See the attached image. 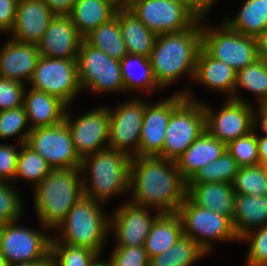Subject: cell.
<instances>
[{"label": "cell", "mask_w": 267, "mask_h": 266, "mask_svg": "<svg viewBox=\"0 0 267 266\" xmlns=\"http://www.w3.org/2000/svg\"><path fill=\"white\" fill-rule=\"evenodd\" d=\"M260 165H261L264 173L267 175V160L263 161Z\"/></svg>", "instance_id": "obj_57"}, {"label": "cell", "mask_w": 267, "mask_h": 266, "mask_svg": "<svg viewBox=\"0 0 267 266\" xmlns=\"http://www.w3.org/2000/svg\"><path fill=\"white\" fill-rule=\"evenodd\" d=\"M26 144L42 156L52 169L80 168L81 158L74 148L65 121L30 130Z\"/></svg>", "instance_id": "obj_11"}, {"label": "cell", "mask_w": 267, "mask_h": 266, "mask_svg": "<svg viewBox=\"0 0 267 266\" xmlns=\"http://www.w3.org/2000/svg\"><path fill=\"white\" fill-rule=\"evenodd\" d=\"M83 40L69 16L55 15L37 47L40 56L77 59Z\"/></svg>", "instance_id": "obj_19"}, {"label": "cell", "mask_w": 267, "mask_h": 266, "mask_svg": "<svg viewBox=\"0 0 267 266\" xmlns=\"http://www.w3.org/2000/svg\"><path fill=\"white\" fill-rule=\"evenodd\" d=\"M264 2V4L267 6V0H262Z\"/></svg>", "instance_id": "obj_59"}, {"label": "cell", "mask_w": 267, "mask_h": 266, "mask_svg": "<svg viewBox=\"0 0 267 266\" xmlns=\"http://www.w3.org/2000/svg\"><path fill=\"white\" fill-rule=\"evenodd\" d=\"M79 172L82 173L80 168L52 169L38 185H34V206L44 228H56L84 196Z\"/></svg>", "instance_id": "obj_3"}, {"label": "cell", "mask_w": 267, "mask_h": 266, "mask_svg": "<svg viewBox=\"0 0 267 266\" xmlns=\"http://www.w3.org/2000/svg\"><path fill=\"white\" fill-rule=\"evenodd\" d=\"M145 105L146 102H141V99H133L127 100L113 110L108 109L110 118L109 148L126 153L131 157L139 156V140Z\"/></svg>", "instance_id": "obj_15"}, {"label": "cell", "mask_w": 267, "mask_h": 266, "mask_svg": "<svg viewBox=\"0 0 267 266\" xmlns=\"http://www.w3.org/2000/svg\"><path fill=\"white\" fill-rule=\"evenodd\" d=\"M239 166L236 160L226 150L214 162L208 163L199 169L195 175L187 182V184L198 183H233Z\"/></svg>", "instance_id": "obj_34"}, {"label": "cell", "mask_w": 267, "mask_h": 266, "mask_svg": "<svg viewBox=\"0 0 267 266\" xmlns=\"http://www.w3.org/2000/svg\"><path fill=\"white\" fill-rule=\"evenodd\" d=\"M119 25L127 52L149 58L158 35L150 31L130 9L119 10Z\"/></svg>", "instance_id": "obj_27"}, {"label": "cell", "mask_w": 267, "mask_h": 266, "mask_svg": "<svg viewBox=\"0 0 267 266\" xmlns=\"http://www.w3.org/2000/svg\"><path fill=\"white\" fill-rule=\"evenodd\" d=\"M237 71L231 66L211 57L201 48L194 78L208 88L230 93L229 99H233Z\"/></svg>", "instance_id": "obj_25"}, {"label": "cell", "mask_w": 267, "mask_h": 266, "mask_svg": "<svg viewBox=\"0 0 267 266\" xmlns=\"http://www.w3.org/2000/svg\"><path fill=\"white\" fill-rule=\"evenodd\" d=\"M18 0H0V31H11L16 18Z\"/></svg>", "instance_id": "obj_46"}, {"label": "cell", "mask_w": 267, "mask_h": 266, "mask_svg": "<svg viewBox=\"0 0 267 266\" xmlns=\"http://www.w3.org/2000/svg\"><path fill=\"white\" fill-rule=\"evenodd\" d=\"M225 23L240 34L257 38L267 29V6L262 0H245L240 13Z\"/></svg>", "instance_id": "obj_31"}, {"label": "cell", "mask_w": 267, "mask_h": 266, "mask_svg": "<svg viewBox=\"0 0 267 266\" xmlns=\"http://www.w3.org/2000/svg\"><path fill=\"white\" fill-rule=\"evenodd\" d=\"M28 117L24 106L0 111V139L17 135L26 127Z\"/></svg>", "instance_id": "obj_43"}, {"label": "cell", "mask_w": 267, "mask_h": 266, "mask_svg": "<svg viewBox=\"0 0 267 266\" xmlns=\"http://www.w3.org/2000/svg\"><path fill=\"white\" fill-rule=\"evenodd\" d=\"M54 16L43 0H18L12 40L37 45Z\"/></svg>", "instance_id": "obj_20"}, {"label": "cell", "mask_w": 267, "mask_h": 266, "mask_svg": "<svg viewBox=\"0 0 267 266\" xmlns=\"http://www.w3.org/2000/svg\"><path fill=\"white\" fill-rule=\"evenodd\" d=\"M199 21L184 31L157 36L149 58L154 77L161 88L186 72L194 77L202 48V27Z\"/></svg>", "instance_id": "obj_2"}, {"label": "cell", "mask_w": 267, "mask_h": 266, "mask_svg": "<svg viewBox=\"0 0 267 266\" xmlns=\"http://www.w3.org/2000/svg\"><path fill=\"white\" fill-rule=\"evenodd\" d=\"M256 42L258 59L267 62V29L256 38Z\"/></svg>", "instance_id": "obj_49"}, {"label": "cell", "mask_w": 267, "mask_h": 266, "mask_svg": "<svg viewBox=\"0 0 267 266\" xmlns=\"http://www.w3.org/2000/svg\"><path fill=\"white\" fill-rule=\"evenodd\" d=\"M65 123L69 127L75 151L82 159L87 155L99 152L109 147L110 118L107 108L92 110L71 122L66 111ZM105 145V146H104Z\"/></svg>", "instance_id": "obj_16"}, {"label": "cell", "mask_w": 267, "mask_h": 266, "mask_svg": "<svg viewBox=\"0 0 267 266\" xmlns=\"http://www.w3.org/2000/svg\"><path fill=\"white\" fill-rule=\"evenodd\" d=\"M29 83L31 89L51 94L68 105L81 90L77 59L40 56Z\"/></svg>", "instance_id": "obj_10"}, {"label": "cell", "mask_w": 267, "mask_h": 266, "mask_svg": "<svg viewBox=\"0 0 267 266\" xmlns=\"http://www.w3.org/2000/svg\"><path fill=\"white\" fill-rule=\"evenodd\" d=\"M54 15L68 16L76 0H43Z\"/></svg>", "instance_id": "obj_48"}, {"label": "cell", "mask_w": 267, "mask_h": 266, "mask_svg": "<svg viewBox=\"0 0 267 266\" xmlns=\"http://www.w3.org/2000/svg\"><path fill=\"white\" fill-rule=\"evenodd\" d=\"M257 146L259 154V163L267 160V134L259 137L257 135Z\"/></svg>", "instance_id": "obj_51"}, {"label": "cell", "mask_w": 267, "mask_h": 266, "mask_svg": "<svg viewBox=\"0 0 267 266\" xmlns=\"http://www.w3.org/2000/svg\"><path fill=\"white\" fill-rule=\"evenodd\" d=\"M51 260H38L9 264L8 266H46Z\"/></svg>", "instance_id": "obj_52"}, {"label": "cell", "mask_w": 267, "mask_h": 266, "mask_svg": "<svg viewBox=\"0 0 267 266\" xmlns=\"http://www.w3.org/2000/svg\"><path fill=\"white\" fill-rule=\"evenodd\" d=\"M109 262L111 266H149L150 259L144 246H117Z\"/></svg>", "instance_id": "obj_42"}, {"label": "cell", "mask_w": 267, "mask_h": 266, "mask_svg": "<svg viewBox=\"0 0 267 266\" xmlns=\"http://www.w3.org/2000/svg\"><path fill=\"white\" fill-rule=\"evenodd\" d=\"M17 223V221L2 223L0 226V250L8 265L51 260V236L21 227Z\"/></svg>", "instance_id": "obj_12"}, {"label": "cell", "mask_w": 267, "mask_h": 266, "mask_svg": "<svg viewBox=\"0 0 267 266\" xmlns=\"http://www.w3.org/2000/svg\"><path fill=\"white\" fill-rule=\"evenodd\" d=\"M0 181V223L18 221L22 214V202L12 185Z\"/></svg>", "instance_id": "obj_41"}, {"label": "cell", "mask_w": 267, "mask_h": 266, "mask_svg": "<svg viewBox=\"0 0 267 266\" xmlns=\"http://www.w3.org/2000/svg\"><path fill=\"white\" fill-rule=\"evenodd\" d=\"M129 188H134L132 203L158 206L161 214H173L186 197L187 182L181 177L176 161L159 156H135L130 166Z\"/></svg>", "instance_id": "obj_1"}, {"label": "cell", "mask_w": 267, "mask_h": 266, "mask_svg": "<svg viewBox=\"0 0 267 266\" xmlns=\"http://www.w3.org/2000/svg\"><path fill=\"white\" fill-rule=\"evenodd\" d=\"M77 69L81 89L89 88L93 92L124 90L120 61L84 40L77 54Z\"/></svg>", "instance_id": "obj_9"}, {"label": "cell", "mask_w": 267, "mask_h": 266, "mask_svg": "<svg viewBox=\"0 0 267 266\" xmlns=\"http://www.w3.org/2000/svg\"><path fill=\"white\" fill-rule=\"evenodd\" d=\"M172 112L165 133V143L159 157L176 161L185 150L205 131L203 103L190 94Z\"/></svg>", "instance_id": "obj_6"}, {"label": "cell", "mask_w": 267, "mask_h": 266, "mask_svg": "<svg viewBox=\"0 0 267 266\" xmlns=\"http://www.w3.org/2000/svg\"><path fill=\"white\" fill-rule=\"evenodd\" d=\"M140 0H121V9H129Z\"/></svg>", "instance_id": "obj_53"}, {"label": "cell", "mask_w": 267, "mask_h": 266, "mask_svg": "<svg viewBox=\"0 0 267 266\" xmlns=\"http://www.w3.org/2000/svg\"><path fill=\"white\" fill-rule=\"evenodd\" d=\"M25 83L0 77V111L23 105Z\"/></svg>", "instance_id": "obj_44"}, {"label": "cell", "mask_w": 267, "mask_h": 266, "mask_svg": "<svg viewBox=\"0 0 267 266\" xmlns=\"http://www.w3.org/2000/svg\"><path fill=\"white\" fill-rule=\"evenodd\" d=\"M240 240L250 241L248 266H267V224L257 227V231L250 230Z\"/></svg>", "instance_id": "obj_40"}, {"label": "cell", "mask_w": 267, "mask_h": 266, "mask_svg": "<svg viewBox=\"0 0 267 266\" xmlns=\"http://www.w3.org/2000/svg\"><path fill=\"white\" fill-rule=\"evenodd\" d=\"M99 205L100 201L82 196L57 226L59 229L62 228L60 240L52 238L51 242L84 247L100 254L110 229V219L104 216Z\"/></svg>", "instance_id": "obj_5"}, {"label": "cell", "mask_w": 267, "mask_h": 266, "mask_svg": "<svg viewBox=\"0 0 267 266\" xmlns=\"http://www.w3.org/2000/svg\"><path fill=\"white\" fill-rule=\"evenodd\" d=\"M232 223L239 239L254 227L267 224V195L237 194Z\"/></svg>", "instance_id": "obj_26"}, {"label": "cell", "mask_w": 267, "mask_h": 266, "mask_svg": "<svg viewBox=\"0 0 267 266\" xmlns=\"http://www.w3.org/2000/svg\"><path fill=\"white\" fill-rule=\"evenodd\" d=\"M259 105V111L257 113H254L255 126L256 122L260 120L261 130H263V132L267 134V100L260 102Z\"/></svg>", "instance_id": "obj_50"}, {"label": "cell", "mask_w": 267, "mask_h": 266, "mask_svg": "<svg viewBox=\"0 0 267 266\" xmlns=\"http://www.w3.org/2000/svg\"><path fill=\"white\" fill-rule=\"evenodd\" d=\"M185 99V94L178 92L155 105L146 103L139 140V156H158L162 152L170 116Z\"/></svg>", "instance_id": "obj_17"}, {"label": "cell", "mask_w": 267, "mask_h": 266, "mask_svg": "<svg viewBox=\"0 0 267 266\" xmlns=\"http://www.w3.org/2000/svg\"><path fill=\"white\" fill-rule=\"evenodd\" d=\"M120 65L125 92L127 90L131 91V89H138L139 87H145L149 92H151L150 90H153L156 87L161 88L154 77L150 58L137 54L127 53L120 60ZM135 67H140L142 69L139 75H136L132 72L133 69L136 70Z\"/></svg>", "instance_id": "obj_32"}, {"label": "cell", "mask_w": 267, "mask_h": 266, "mask_svg": "<svg viewBox=\"0 0 267 266\" xmlns=\"http://www.w3.org/2000/svg\"><path fill=\"white\" fill-rule=\"evenodd\" d=\"M223 23L219 30L202 26V48L236 71L254 63L258 59L256 38L240 34Z\"/></svg>", "instance_id": "obj_8"}, {"label": "cell", "mask_w": 267, "mask_h": 266, "mask_svg": "<svg viewBox=\"0 0 267 266\" xmlns=\"http://www.w3.org/2000/svg\"><path fill=\"white\" fill-rule=\"evenodd\" d=\"M18 154L16 178H25L38 185L52 170L47 161L26 143Z\"/></svg>", "instance_id": "obj_36"}, {"label": "cell", "mask_w": 267, "mask_h": 266, "mask_svg": "<svg viewBox=\"0 0 267 266\" xmlns=\"http://www.w3.org/2000/svg\"><path fill=\"white\" fill-rule=\"evenodd\" d=\"M240 87L255 93L259 96V103L267 100V62L257 59L254 63L247 65L243 69L237 71L236 84L233 100L245 102L235 92ZM241 98V99H240Z\"/></svg>", "instance_id": "obj_35"}, {"label": "cell", "mask_w": 267, "mask_h": 266, "mask_svg": "<svg viewBox=\"0 0 267 266\" xmlns=\"http://www.w3.org/2000/svg\"><path fill=\"white\" fill-rule=\"evenodd\" d=\"M129 9L157 35L184 31L197 21L182 0H140Z\"/></svg>", "instance_id": "obj_13"}, {"label": "cell", "mask_w": 267, "mask_h": 266, "mask_svg": "<svg viewBox=\"0 0 267 266\" xmlns=\"http://www.w3.org/2000/svg\"><path fill=\"white\" fill-rule=\"evenodd\" d=\"M131 161L130 155L109 147L82 158V174L89 165L91 169V185L86 184L85 178L83 181L84 196L104 202L113 195L128 191Z\"/></svg>", "instance_id": "obj_4"}, {"label": "cell", "mask_w": 267, "mask_h": 266, "mask_svg": "<svg viewBox=\"0 0 267 266\" xmlns=\"http://www.w3.org/2000/svg\"><path fill=\"white\" fill-rule=\"evenodd\" d=\"M0 266H8L5 256L3 255L1 250H0Z\"/></svg>", "instance_id": "obj_56"}, {"label": "cell", "mask_w": 267, "mask_h": 266, "mask_svg": "<svg viewBox=\"0 0 267 266\" xmlns=\"http://www.w3.org/2000/svg\"><path fill=\"white\" fill-rule=\"evenodd\" d=\"M46 266H54V264L50 261Z\"/></svg>", "instance_id": "obj_58"}, {"label": "cell", "mask_w": 267, "mask_h": 266, "mask_svg": "<svg viewBox=\"0 0 267 266\" xmlns=\"http://www.w3.org/2000/svg\"><path fill=\"white\" fill-rule=\"evenodd\" d=\"M40 58L35 44L7 41L0 53V77L24 83L30 81Z\"/></svg>", "instance_id": "obj_22"}, {"label": "cell", "mask_w": 267, "mask_h": 266, "mask_svg": "<svg viewBox=\"0 0 267 266\" xmlns=\"http://www.w3.org/2000/svg\"><path fill=\"white\" fill-rule=\"evenodd\" d=\"M91 266H111V265L110 262H105V261L102 262L96 259Z\"/></svg>", "instance_id": "obj_55"}, {"label": "cell", "mask_w": 267, "mask_h": 266, "mask_svg": "<svg viewBox=\"0 0 267 266\" xmlns=\"http://www.w3.org/2000/svg\"><path fill=\"white\" fill-rule=\"evenodd\" d=\"M147 209L130 201L116 210L110 228L113 225L116 230L117 246H144L153 223L161 215L158 212L151 217Z\"/></svg>", "instance_id": "obj_18"}, {"label": "cell", "mask_w": 267, "mask_h": 266, "mask_svg": "<svg viewBox=\"0 0 267 266\" xmlns=\"http://www.w3.org/2000/svg\"><path fill=\"white\" fill-rule=\"evenodd\" d=\"M113 5L117 10H121V0H104Z\"/></svg>", "instance_id": "obj_54"}, {"label": "cell", "mask_w": 267, "mask_h": 266, "mask_svg": "<svg viewBox=\"0 0 267 266\" xmlns=\"http://www.w3.org/2000/svg\"><path fill=\"white\" fill-rule=\"evenodd\" d=\"M227 150V145L211 136L206 130L176 160L181 177L188 182L195 173L214 162Z\"/></svg>", "instance_id": "obj_23"}, {"label": "cell", "mask_w": 267, "mask_h": 266, "mask_svg": "<svg viewBox=\"0 0 267 266\" xmlns=\"http://www.w3.org/2000/svg\"><path fill=\"white\" fill-rule=\"evenodd\" d=\"M186 196L199 207L233 218L237 193L231 183L187 184Z\"/></svg>", "instance_id": "obj_24"}, {"label": "cell", "mask_w": 267, "mask_h": 266, "mask_svg": "<svg viewBox=\"0 0 267 266\" xmlns=\"http://www.w3.org/2000/svg\"><path fill=\"white\" fill-rule=\"evenodd\" d=\"M177 214L182 221L184 236L192 238L206 253L212 250L210 240L240 241L230 218L199 207L187 196Z\"/></svg>", "instance_id": "obj_7"}, {"label": "cell", "mask_w": 267, "mask_h": 266, "mask_svg": "<svg viewBox=\"0 0 267 266\" xmlns=\"http://www.w3.org/2000/svg\"><path fill=\"white\" fill-rule=\"evenodd\" d=\"M116 13L117 9L104 0H76L68 16L84 37L91 30L111 20Z\"/></svg>", "instance_id": "obj_29"}, {"label": "cell", "mask_w": 267, "mask_h": 266, "mask_svg": "<svg viewBox=\"0 0 267 266\" xmlns=\"http://www.w3.org/2000/svg\"><path fill=\"white\" fill-rule=\"evenodd\" d=\"M18 154L15 146L0 144V181L15 178Z\"/></svg>", "instance_id": "obj_45"}, {"label": "cell", "mask_w": 267, "mask_h": 266, "mask_svg": "<svg viewBox=\"0 0 267 266\" xmlns=\"http://www.w3.org/2000/svg\"><path fill=\"white\" fill-rule=\"evenodd\" d=\"M203 108L205 130L226 145L255 130L254 110L247 102L228 99L216 114L208 105Z\"/></svg>", "instance_id": "obj_14"}, {"label": "cell", "mask_w": 267, "mask_h": 266, "mask_svg": "<svg viewBox=\"0 0 267 266\" xmlns=\"http://www.w3.org/2000/svg\"><path fill=\"white\" fill-rule=\"evenodd\" d=\"M186 8L196 17L197 20H202L207 14L211 4L215 0H182ZM206 12V13H205ZM202 18V19H201Z\"/></svg>", "instance_id": "obj_47"}, {"label": "cell", "mask_w": 267, "mask_h": 266, "mask_svg": "<svg viewBox=\"0 0 267 266\" xmlns=\"http://www.w3.org/2000/svg\"><path fill=\"white\" fill-rule=\"evenodd\" d=\"M183 235L182 221L177 213L161 214L153 223L144 243L149 259L166 252Z\"/></svg>", "instance_id": "obj_28"}, {"label": "cell", "mask_w": 267, "mask_h": 266, "mask_svg": "<svg viewBox=\"0 0 267 266\" xmlns=\"http://www.w3.org/2000/svg\"><path fill=\"white\" fill-rule=\"evenodd\" d=\"M232 186L237 194L265 196L267 195V175L260 164L239 167Z\"/></svg>", "instance_id": "obj_38"}, {"label": "cell", "mask_w": 267, "mask_h": 266, "mask_svg": "<svg viewBox=\"0 0 267 266\" xmlns=\"http://www.w3.org/2000/svg\"><path fill=\"white\" fill-rule=\"evenodd\" d=\"M227 151L236 160L239 167L254 166L259 163L257 135L253 130L227 145Z\"/></svg>", "instance_id": "obj_39"}, {"label": "cell", "mask_w": 267, "mask_h": 266, "mask_svg": "<svg viewBox=\"0 0 267 266\" xmlns=\"http://www.w3.org/2000/svg\"><path fill=\"white\" fill-rule=\"evenodd\" d=\"M83 39L90 46L119 61L128 53L120 31L119 10L115 17L91 30Z\"/></svg>", "instance_id": "obj_30"}, {"label": "cell", "mask_w": 267, "mask_h": 266, "mask_svg": "<svg viewBox=\"0 0 267 266\" xmlns=\"http://www.w3.org/2000/svg\"><path fill=\"white\" fill-rule=\"evenodd\" d=\"M100 256L84 247H74L62 242H51V261L54 266H91Z\"/></svg>", "instance_id": "obj_37"}, {"label": "cell", "mask_w": 267, "mask_h": 266, "mask_svg": "<svg viewBox=\"0 0 267 266\" xmlns=\"http://www.w3.org/2000/svg\"><path fill=\"white\" fill-rule=\"evenodd\" d=\"M206 254L192 238L183 235L166 252L150 258L149 266H191Z\"/></svg>", "instance_id": "obj_33"}, {"label": "cell", "mask_w": 267, "mask_h": 266, "mask_svg": "<svg viewBox=\"0 0 267 266\" xmlns=\"http://www.w3.org/2000/svg\"><path fill=\"white\" fill-rule=\"evenodd\" d=\"M23 106L28 121L31 120L33 125L18 137L20 145L26 143L30 130L63 122L67 108V105L59 98L31 88L27 95L24 92Z\"/></svg>", "instance_id": "obj_21"}]
</instances>
